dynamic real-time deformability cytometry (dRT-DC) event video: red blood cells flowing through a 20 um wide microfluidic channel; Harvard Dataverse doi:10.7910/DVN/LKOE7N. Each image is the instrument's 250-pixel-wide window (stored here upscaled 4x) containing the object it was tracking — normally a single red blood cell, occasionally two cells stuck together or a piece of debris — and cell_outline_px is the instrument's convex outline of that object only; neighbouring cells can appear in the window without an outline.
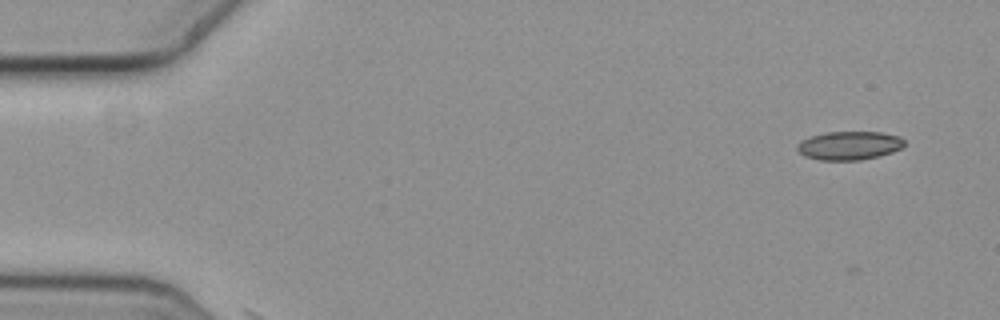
{"species": "common noctule bat (a hibernating species)", "species_latin": "Nyctalus noctula", "temperature_condition": "cold", "stored_images_in_passage": 6, "camera_frame_rate_fps": 3000, "um_per_image_px": 0.085, "animal": {"sex": "female", "body_mass_g": 19.3, "forearm_length_mm": 54.1}, "frame": {"image": 1, "passage_image": 5, "time_ms": 1.333, "image_size_px": [1000, 320], "cell_outline_px": [[904, 144], [900, 148], [892, 152], [880, 156], [860, 160], [820, 160], [804, 156], [796, 148], [796, 144], [800, 140], [824, 132], [880, 132], [900, 136], [904, 140]], "centroid_in_image_um": [72.16, 12.37], "position_along_channel_um": 12.8, "area_um2": 17.92}}